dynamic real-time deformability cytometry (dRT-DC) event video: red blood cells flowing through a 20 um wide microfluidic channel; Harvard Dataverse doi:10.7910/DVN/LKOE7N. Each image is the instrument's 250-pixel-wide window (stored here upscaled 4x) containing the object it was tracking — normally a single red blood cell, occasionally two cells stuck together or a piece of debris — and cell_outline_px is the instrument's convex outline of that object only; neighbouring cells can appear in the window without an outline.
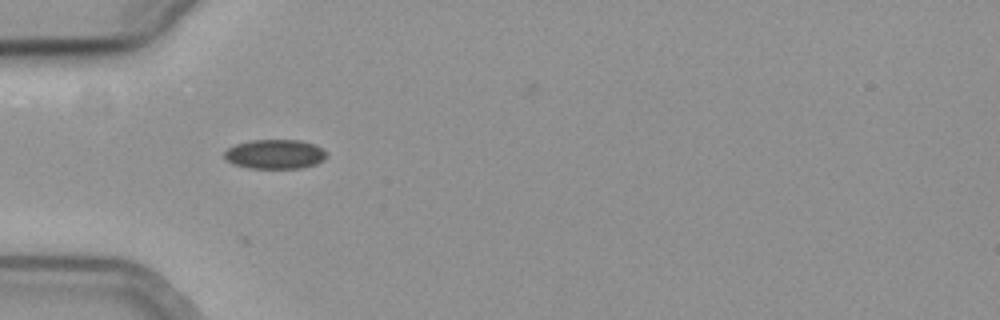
{"species": "common noctule bat (a hibernating species)", "species_latin": "Nyctalus noctula", "temperature_condition": "cold", "stored_images_in_passage": 30, "camera_frame_rate_fps": 3000, "um_per_image_px": 0.085, "animal": {"sex": "female", "body_mass_g": 19.3, "forearm_length_mm": 54.1}, "frame": {"image": 1, "passage_image": 2, "time_ms": 0.333, "image_size_px": [1000, 320], "cell_outline_px": [[324, 160], [316, 164], [300, 168], [248, 168], [232, 164], [224, 160], [224, 152], [228, 148], [236, 144], [252, 140], [300, 140], [316, 144], [324, 152]], "centroid_in_image_um": [23.32, 13.11], "position_along_channel_um": 61.7, "area_um2": 17.51}}
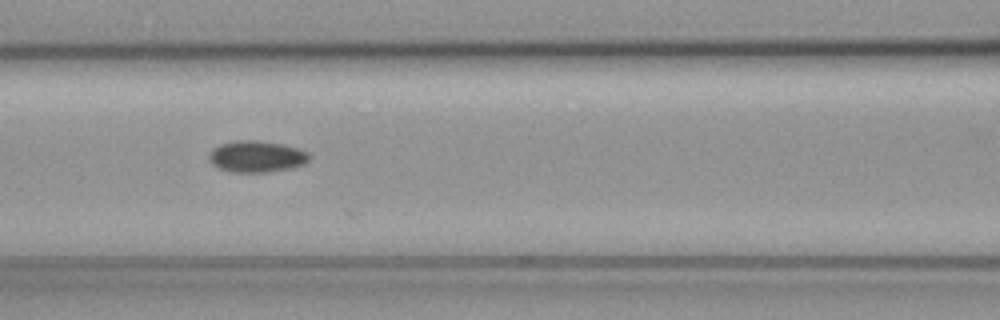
{"frame": {"image": 2, "passage_image": 9, "time_ms": 2.667, "image_size_px": [1000, 320], "cell_outline_px": [[312, 156], [304, 164], [288, 168], [264, 172], [232, 172], [220, 168], [212, 164], [208, 160], [208, 156], [220, 144], [236, 140], [256, 140], [284, 144], [300, 148], [308, 152]], "centroid_in_image_um": [21.84, 13.29], "position_along_channel_um": 144.8, "area_um2": 18.32}}
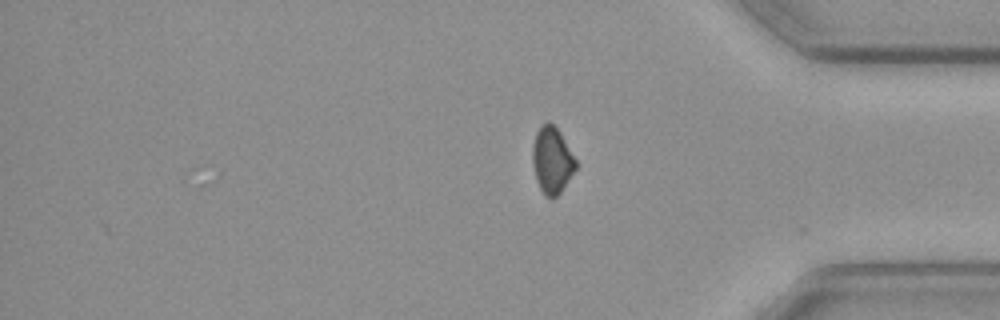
{"frame": {"image": 3, "passage_image": 30, "time_ms": 9.667, "image_size_px": [1000, 320], "cell_outline_px": [[576, 168], [560, 192], [552, 200], [544, 196], [536, 180], [532, 164], [532, 148], [536, 132], [540, 124], [548, 120], [560, 132], [576, 160]], "centroid_in_image_um": [46.89, 13.61], "position_along_channel_um": 388.3, "area_um2": 16.82}, "authors_computed_cell_mechanics": {"area_um2": 17.5712, "velocity_mm_per_s": 3.7112, "shape_relaxation_time_tau1_ms": null, "shape_relaxation_time_tau2_ms": 11.2189, "deformation_change_tau1": null, "deformation_change_tau2": 0.1436}}